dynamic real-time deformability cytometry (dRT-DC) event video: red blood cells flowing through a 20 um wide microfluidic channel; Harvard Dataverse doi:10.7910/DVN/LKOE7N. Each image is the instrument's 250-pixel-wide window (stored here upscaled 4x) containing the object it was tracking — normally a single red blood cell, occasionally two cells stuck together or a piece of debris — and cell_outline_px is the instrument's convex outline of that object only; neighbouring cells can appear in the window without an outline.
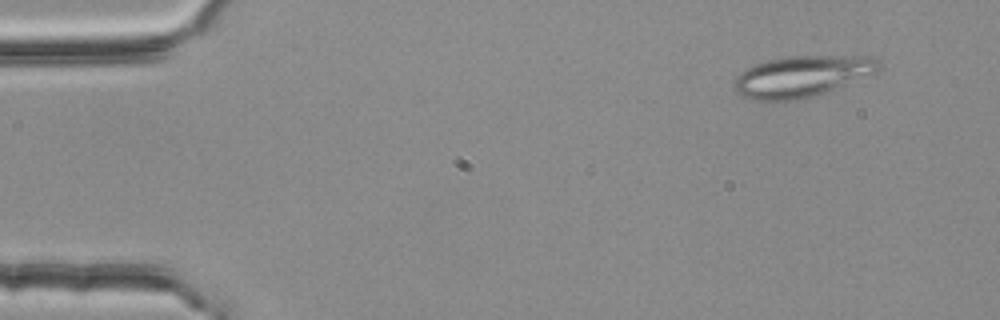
{"species": "common noctule bat (a hibernating species)", "species_latin": "Nyctalus noctula", "temperature_condition": "room temperature", "stored_images_in_passage": 5, "camera_frame_rate_fps": 3000, "um_per_image_px": 0.085, "animal": {"sex": "female", "body_mass_g": 25.1}, "frame": {"image": 1, "passage_image": 2, "time_ms": 0.333, "image_size_px": [1000, 320], "cell_outline_px": [[880, 68], [876, 72], [824, 92], [812, 96], [796, 100], [752, 100], [740, 96], [736, 92], [732, 80], [740, 72], [756, 64], [768, 60], [788, 56], [872, 56], [880, 60]], "centroid_in_image_um": [68.11, 6.48], "position_along_channel_um": 16.9, "area_um2": 34.45}}